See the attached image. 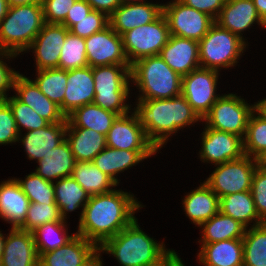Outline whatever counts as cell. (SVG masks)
<instances>
[{
  "label": "cell",
  "instance_id": "obj_3",
  "mask_svg": "<svg viewBox=\"0 0 266 266\" xmlns=\"http://www.w3.org/2000/svg\"><path fill=\"white\" fill-rule=\"evenodd\" d=\"M111 254L121 266H148L160 261L170 249L157 243L141 230L135 218L117 235L107 239L100 247Z\"/></svg>",
  "mask_w": 266,
  "mask_h": 266
},
{
  "label": "cell",
  "instance_id": "obj_16",
  "mask_svg": "<svg viewBox=\"0 0 266 266\" xmlns=\"http://www.w3.org/2000/svg\"><path fill=\"white\" fill-rule=\"evenodd\" d=\"M68 32L63 24L45 22L28 48L35 53L37 70L58 68L62 45Z\"/></svg>",
  "mask_w": 266,
  "mask_h": 266
},
{
  "label": "cell",
  "instance_id": "obj_60",
  "mask_svg": "<svg viewBox=\"0 0 266 266\" xmlns=\"http://www.w3.org/2000/svg\"><path fill=\"white\" fill-rule=\"evenodd\" d=\"M140 2H145V0H120L121 4L140 3Z\"/></svg>",
  "mask_w": 266,
  "mask_h": 266
},
{
  "label": "cell",
  "instance_id": "obj_39",
  "mask_svg": "<svg viewBox=\"0 0 266 266\" xmlns=\"http://www.w3.org/2000/svg\"><path fill=\"white\" fill-rule=\"evenodd\" d=\"M243 141L245 155L260 162L266 157V120L256 111L249 118Z\"/></svg>",
  "mask_w": 266,
  "mask_h": 266
},
{
  "label": "cell",
  "instance_id": "obj_12",
  "mask_svg": "<svg viewBox=\"0 0 266 266\" xmlns=\"http://www.w3.org/2000/svg\"><path fill=\"white\" fill-rule=\"evenodd\" d=\"M219 71L198 68L182 77L181 94L201 119L220 95L216 94Z\"/></svg>",
  "mask_w": 266,
  "mask_h": 266
},
{
  "label": "cell",
  "instance_id": "obj_7",
  "mask_svg": "<svg viewBox=\"0 0 266 266\" xmlns=\"http://www.w3.org/2000/svg\"><path fill=\"white\" fill-rule=\"evenodd\" d=\"M248 44L237 35L214 23L198 42L200 67L219 71L238 63Z\"/></svg>",
  "mask_w": 266,
  "mask_h": 266
},
{
  "label": "cell",
  "instance_id": "obj_10",
  "mask_svg": "<svg viewBox=\"0 0 266 266\" xmlns=\"http://www.w3.org/2000/svg\"><path fill=\"white\" fill-rule=\"evenodd\" d=\"M257 159L244 155L237 160L216 165L215 171L204 181L219 199L232 193L250 191Z\"/></svg>",
  "mask_w": 266,
  "mask_h": 266
},
{
  "label": "cell",
  "instance_id": "obj_29",
  "mask_svg": "<svg viewBox=\"0 0 266 266\" xmlns=\"http://www.w3.org/2000/svg\"><path fill=\"white\" fill-rule=\"evenodd\" d=\"M65 139L77 162H92L107 146L106 136L93 129L67 127Z\"/></svg>",
  "mask_w": 266,
  "mask_h": 266
},
{
  "label": "cell",
  "instance_id": "obj_5",
  "mask_svg": "<svg viewBox=\"0 0 266 266\" xmlns=\"http://www.w3.org/2000/svg\"><path fill=\"white\" fill-rule=\"evenodd\" d=\"M130 79L141 93L138 99H170L181 94L182 77L159 55L131 64Z\"/></svg>",
  "mask_w": 266,
  "mask_h": 266
},
{
  "label": "cell",
  "instance_id": "obj_56",
  "mask_svg": "<svg viewBox=\"0 0 266 266\" xmlns=\"http://www.w3.org/2000/svg\"><path fill=\"white\" fill-rule=\"evenodd\" d=\"M255 111L266 120V99L255 102Z\"/></svg>",
  "mask_w": 266,
  "mask_h": 266
},
{
  "label": "cell",
  "instance_id": "obj_31",
  "mask_svg": "<svg viewBox=\"0 0 266 266\" xmlns=\"http://www.w3.org/2000/svg\"><path fill=\"white\" fill-rule=\"evenodd\" d=\"M118 116L114 112L90 103L75 109L66 117L67 127L93 129L106 136Z\"/></svg>",
  "mask_w": 266,
  "mask_h": 266
},
{
  "label": "cell",
  "instance_id": "obj_6",
  "mask_svg": "<svg viewBox=\"0 0 266 266\" xmlns=\"http://www.w3.org/2000/svg\"><path fill=\"white\" fill-rule=\"evenodd\" d=\"M130 67L131 65L94 67L95 96L92 103L119 116L131 113L130 105L125 102L130 94Z\"/></svg>",
  "mask_w": 266,
  "mask_h": 266
},
{
  "label": "cell",
  "instance_id": "obj_37",
  "mask_svg": "<svg viewBox=\"0 0 266 266\" xmlns=\"http://www.w3.org/2000/svg\"><path fill=\"white\" fill-rule=\"evenodd\" d=\"M242 240L243 266H266V222L246 228Z\"/></svg>",
  "mask_w": 266,
  "mask_h": 266
},
{
  "label": "cell",
  "instance_id": "obj_22",
  "mask_svg": "<svg viewBox=\"0 0 266 266\" xmlns=\"http://www.w3.org/2000/svg\"><path fill=\"white\" fill-rule=\"evenodd\" d=\"M159 56L181 77L200 68L198 42L170 35Z\"/></svg>",
  "mask_w": 266,
  "mask_h": 266
},
{
  "label": "cell",
  "instance_id": "obj_23",
  "mask_svg": "<svg viewBox=\"0 0 266 266\" xmlns=\"http://www.w3.org/2000/svg\"><path fill=\"white\" fill-rule=\"evenodd\" d=\"M66 129L67 122L49 123L43 128L27 131L25 136L21 133L17 141L23 143L28 159L38 162L65 140Z\"/></svg>",
  "mask_w": 266,
  "mask_h": 266
},
{
  "label": "cell",
  "instance_id": "obj_36",
  "mask_svg": "<svg viewBox=\"0 0 266 266\" xmlns=\"http://www.w3.org/2000/svg\"><path fill=\"white\" fill-rule=\"evenodd\" d=\"M66 224V221H53L37 227L32 231L39 256L42 253L60 248L75 236V234L67 235Z\"/></svg>",
  "mask_w": 266,
  "mask_h": 266
},
{
  "label": "cell",
  "instance_id": "obj_9",
  "mask_svg": "<svg viewBox=\"0 0 266 266\" xmlns=\"http://www.w3.org/2000/svg\"><path fill=\"white\" fill-rule=\"evenodd\" d=\"M170 38L165 16L138 26L122 35L123 47L129 64L139 59L159 55Z\"/></svg>",
  "mask_w": 266,
  "mask_h": 266
},
{
  "label": "cell",
  "instance_id": "obj_35",
  "mask_svg": "<svg viewBox=\"0 0 266 266\" xmlns=\"http://www.w3.org/2000/svg\"><path fill=\"white\" fill-rule=\"evenodd\" d=\"M71 176L90 196L110 192L117 186L92 162H76Z\"/></svg>",
  "mask_w": 266,
  "mask_h": 266
},
{
  "label": "cell",
  "instance_id": "obj_11",
  "mask_svg": "<svg viewBox=\"0 0 266 266\" xmlns=\"http://www.w3.org/2000/svg\"><path fill=\"white\" fill-rule=\"evenodd\" d=\"M172 1L163 4V15L167 20L170 35L199 42L215 23V19L179 0Z\"/></svg>",
  "mask_w": 266,
  "mask_h": 266
},
{
  "label": "cell",
  "instance_id": "obj_32",
  "mask_svg": "<svg viewBox=\"0 0 266 266\" xmlns=\"http://www.w3.org/2000/svg\"><path fill=\"white\" fill-rule=\"evenodd\" d=\"M219 211L239 221L246 228L262 224L256 211L251 191L232 193L220 198Z\"/></svg>",
  "mask_w": 266,
  "mask_h": 266
},
{
  "label": "cell",
  "instance_id": "obj_28",
  "mask_svg": "<svg viewBox=\"0 0 266 266\" xmlns=\"http://www.w3.org/2000/svg\"><path fill=\"white\" fill-rule=\"evenodd\" d=\"M76 162L65 139L37 162L39 166L36 167L35 172L44 180L56 182L61 178L70 177Z\"/></svg>",
  "mask_w": 266,
  "mask_h": 266
},
{
  "label": "cell",
  "instance_id": "obj_54",
  "mask_svg": "<svg viewBox=\"0 0 266 266\" xmlns=\"http://www.w3.org/2000/svg\"><path fill=\"white\" fill-rule=\"evenodd\" d=\"M253 3L259 16L266 23V0H253Z\"/></svg>",
  "mask_w": 266,
  "mask_h": 266
},
{
  "label": "cell",
  "instance_id": "obj_27",
  "mask_svg": "<svg viewBox=\"0 0 266 266\" xmlns=\"http://www.w3.org/2000/svg\"><path fill=\"white\" fill-rule=\"evenodd\" d=\"M199 263L205 266H243V240L229 239L201 244Z\"/></svg>",
  "mask_w": 266,
  "mask_h": 266
},
{
  "label": "cell",
  "instance_id": "obj_24",
  "mask_svg": "<svg viewBox=\"0 0 266 266\" xmlns=\"http://www.w3.org/2000/svg\"><path fill=\"white\" fill-rule=\"evenodd\" d=\"M158 151H129L114 149L106 146L92 161L96 167L108 175L117 185L119 174L130 167L132 168L142 160L150 158Z\"/></svg>",
  "mask_w": 266,
  "mask_h": 266
},
{
  "label": "cell",
  "instance_id": "obj_45",
  "mask_svg": "<svg viewBox=\"0 0 266 266\" xmlns=\"http://www.w3.org/2000/svg\"><path fill=\"white\" fill-rule=\"evenodd\" d=\"M250 191L259 219L266 222V167L261 162L254 172Z\"/></svg>",
  "mask_w": 266,
  "mask_h": 266
},
{
  "label": "cell",
  "instance_id": "obj_13",
  "mask_svg": "<svg viewBox=\"0 0 266 266\" xmlns=\"http://www.w3.org/2000/svg\"><path fill=\"white\" fill-rule=\"evenodd\" d=\"M88 66L130 65L126 57L122 36L110 25L85 38Z\"/></svg>",
  "mask_w": 266,
  "mask_h": 266
},
{
  "label": "cell",
  "instance_id": "obj_14",
  "mask_svg": "<svg viewBox=\"0 0 266 266\" xmlns=\"http://www.w3.org/2000/svg\"><path fill=\"white\" fill-rule=\"evenodd\" d=\"M202 132L201 150L202 162L219 165L242 158L244 153L243 138L228 132L214 130L207 126Z\"/></svg>",
  "mask_w": 266,
  "mask_h": 266
},
{
  "label": "cell",
  "instance_id": "obj_58",
  "mask_svg": "<svg viewBox=\"0 0 266 266\" xmlns=\"http://www.w3.org/2000/svg\"><path fill=\"white\" fill-rule=\"evenodd\" d=\"M4 243H5V236L0 231V261H1L2 255H3Z\"/></svg>",
  "mask_w": 266,
  "mask_h": 266
},
{
  "label": "cell",
  "instance_id": "obj_52",
  "mask_svg": "<svg viewBox=\"0 0 266 266\" xmlns=\"http://www.w3.org/2000/svg\"><path fill=\"white\" fill-rule=\"evenodd\" d=\"M102 250L98 247L88 258H86L78 266H103V261L100 259Z\"/></svg>",
  "mask_w": 266,
  "mask_h": 266
},
{
  "label": "cell",
  "instance_id": "obj_15",
  "mask_svg": "<svg viewBox=\"0 0 266 266\" xmlns=\"http://www.w3.org/2000/svg\"><path fill=\"white\" fill-rule=\"evenodd\" d=\"M120 115L106 135V145L129 151H158L148 140L136 113Z\"/></svg>",
  "mask_w": 266,
  "mask_h": 266
},
{
  "label": "cell",
  "instance_id": "obj_51",
  "mask_svg": "<svg viewBox=\"0 0 266 266\" xmlns=\"http://www.w3.org/2000/svg\"><path fill=\"white\" fill-rule=\"evenodd\" d=\"M92 10L105 13L108 17L121 5L120 0H86Z\"/></svg>",
  "mask_w": 266,
  "mask_h": 266
},
{
  "label": "cell",
  "instance_id": "obj_30",
  "mask_svg": "<svg viewBox=\"0 0 266 266\" xmlns=\"http://www.w3.org/2000/svg\"><path fill=\"white\" fill-rule=\"evenodd\" d=\"M185 196L182 201L185 214L197 226L219 212L220 199L205 182Z\"/></svg>",
  "mask_w": 266,
  "mask_h": 266
},
{
  "label": "cell",
  "instance_id": "obj_50",
  "mask_svg": "<svg viewBox=\"0 0 266 266\" xmlns=\"http://www.w3.org/2000/svg\"><path fill=\"white\" fill-rule=\"evenodd\" d=\"M91 10V5L86 0H76L61 24L69 30L78 20L87 16Z\"/></svg>",
  "mask_w": 266,
  "mask_h": 266
},
{
  "label": "cell",
  "instance_id": "obj_33",
  "mask_svg": "<svg viewBox=\"0 0 266 266\" xmlns=\"http://www.w3.org/2000/svg\"><path fill=\"white\" fill-rule=\"evenodd\" d=\"M199 227L202 229L201 244H210L229 239H243L246 227L231 216L218 212Z\"/></svg>",
  "mask_w": 266,
  "mask_h": 266
},
{
  "label": "cell",
  "instance_id": "obj_53",
  "mask_svg": "<svg viewBox=\"0 0 266 266\" xmlns=\"http://www.w3.org/2000/svg\"><path fill=\"white\" fill-rule=\"evenodd\" d=\"M174 250H170L167 253V266H185L181 258L176 254Z\"/></svg>",
  "mask_w": 266,
  "mask_h": 266
},
{
  "label": "cell",
  "instance_id": "obj_41",
  "mask_svg": "<svg viewBox=\"0 0 266 266\" xmlns=\"http://www.w3.org/2000/svg\"><path fill=\"white\" fill-rule=\"evenodd\" d=\"M15 179L30 202L55 203L54 182L44 180L36 172L26 175L25 180Z\"/></svg>",
  "mask_w": 266,
  "mask_h": 266
},
{
  "label": "cell",
  "instance_id": "obj_2",
  "mask_svg": "<svg viewBox=\"0 0 266 266\" xmlns=\"http://www.w3.org/2000/svg\"><path fill=\"white\" fill-rule=\"evenodd\" d=\"M137 103L134 112L157 150L167 143L171 134L202 121L182 94L170 99H137Z\"/></svg>",
  "mask_w": 266,
  "mask_h": 266
},
{
  "label": "cell",
  "instance_id": "obj_59",
  "mask_svg": "<svg viewBox=\"0 0 266 266\" xmlns=\"http://www.w3.org/2000/svg\"><path fill=\"white\" fill-rule=\"evenodd\" d=\"M148 266H167V254L160 261Z\"/></svg>",
  "mask_w": 266,
  "mask_h": 266
},
{
  "label": "cell",
  "instance_id": "obj_4",
  "mask_svg": "<svg viewBox=\"0 0 266 266\" xmlns=\"http://www.w3.org/2000/svg\"><path fill=\"white\" fill-rule=\"evenodd\" d=\"M44 24L42 4L9 7L0 22V51L15 55L27 52Z\"/></svg>",
  "mask_w": 266,
  "mask_h": 266
},
{
  "label": "cell",
  "instance_id": "obj_44",
  "mask_svg": "<svg viewBox=\"0 0 266 266\" xmlns=\"http://www.w3.org/2000/svg\"><path fill=\"white\" fill-rule=\"evenodd\" d=\"M109 25V17L100 11L91 10L87 16L78 20L69 31L79 37L87 38L102 31Z\"/></svg>",
  "mask_w": 266,
  "mask_h": 266
},
{
  "label": "cell",
  "instance_id": "obj_49",
  "mask_svg": "<svg viewBox=\"0 0 266 266\" xmlns=\"http://www.w3.org/2000/svg\"><path fill=\"white\" fill-rule=\"evenodd\" d=\"M186 6L192 7L216 19L226 0H179Z\"/></svg>",
  "mask_w": 266,
  "mask_h": 266
},
{
  "label": "cell",
  "instance_id": "obj_40",
  "mask_svg": "<svg viewBox=\"0 0 266 266\" xmlns=\"http://www.w3.org/2000/svg\"><path fill=\"white\" fill-rule=\"evenodd\" d=\"M88 66L85 38L76 36L70 31L62 45L58 68L65 71Z\"/></svg>",
  "mask_w": 266,
  "mask_h": 266
},
{
  "label": "cell",
  "instance_id": "obj_19",
  "mask_svg": "<svg viewBox=\"0 0 266 266\" xmlns=\"http://www.w3.org/2000/svg\"><path fill=\"white\" fill-rule=\"evenodd\" d=\"M13 89L16 91L14 96L19 101L31 107L49 123L67 122L60 107L47 98L31 79L19 73L15 77Z\"/></svg>",
  "mask_w": 266,
  "mask_h": 266
},
{
  "label": "cell",
  "instance_id": "obj_8",
  "mask_svg": "<svg viewBox=\"0 0 266 266\" xmlns=\"http://www.w3.org/2000/svg\"><path fill=\"white\" fill-rule=\"evenodd\" d=\"M254 111L255 105H249L240 96L224 94L211 106L202 122L205 121V126L209 128L233 133L244 139L249 118Z\"/></svg>",
  "mask_w": 266,
  "mask_h": 266
},
{
  "label": "cell",
  "instance_id": "obj_1",
  "mask_svg": "<svg viewBox=\"0 0 266 266\" xmlns=\"http://www.w3.org/2000/svg\"><path fill=\"white\" fill-rule=\"evenodd\" d=\"M130 192L111 190L92 195L82 208L76 234L100 247L135 219V212L144 207Z\"/></svg>",
  "mask_w": 266,
  "mask_h": 266
},
{
  "label": "cell",
  "instance_id": "obj_55",
  "mask_svg": "<svg viewBox=\"0 0 266 266\" xmlns=\"http://www.w3.org/2000/svg\"><path fill=\"white\" fill-rule=\"evenodd\" d=\"M9 7L25 4H42V0H6Z\"/></svg>",
  "mask_w": 266,
  "mask_h": 266
},
{
  "label": "cell",
  "instance_id": "obj_18",
  "mask_svg": "<svg viewBox=\"0 0 266 266\" xmlns=\"http://www.w3.org/2000/svg\"><path fill=\"white\" fill-rule=\"evenodd\" d=\"M95 87L90 66L67 71V85L60 110L67 117L75 109L93 102Z\"/></svg>",
  "mask_w": 266,
  "mask_h": 266
},
{
  "label": "cell",
  "instance_id": "obj_38",
  "mask_svg": "<svg viewBox=\"0 0 266 266\" xmlns=\"http://www.w3.org/2000/svg\"><path fill=\"white\" fill-rule=\"evenodd\" d=\"M37 77L32 80L40 91L60 106L63 103L67 85V71L60 68L36 70Z\"/></svg>",
  "mask_w": 266,
  "mask_h": 266
},
{
  "label": "cell",
  "instance_id": "obj_34",
  "mask_svg": "<svg viewBox=\"0 0 266 266\" xmlns=\"http://www.w3.org/2000/svg\"><path fill=\"white\" fill-rule=\"evenodd\" d=\"M55 203L57 204L63 221L67 219V212H72L79 207H85L90 199L87 193L76 180L70 177H64L54 183Z\"/></svg>",
  "mask_w": 266,
  "mask_h": 266
},
{
  "label": "cell",
  "instance_id": "obj_26",
  "mask_svg": "<svg viewBox=\"0 0 266 266\" xmlns=\"http://www.w3.org/2000/svg\"><path fill=\"white\" fill-rule=\"evenodd\" d=\"M30 201L16 179L0 184V218L12 227H19L26 218Z\"/></svg>",
  "mask_w": 266,
  "mask_h": 266
},
{
  "label": "cell",
  "instance_id": "obj_21",
  "mask_svg": "<svg viewBox=\"0 0 266 266\" xmlns=\"http://www.w3.org/2000/svg\"><path fill=\"white\" fill-rule=\"evenodd\" d=\"M266 28V23L259 16L253 0H226L215 19V23L242 38L241 32L250 29L254 23Z\"/></svg>",
  "mask_w": 266,
  "mask_h": 266
},
{
  "label": "cell",
  "instance_id": "obj_48",
  "mask_svg": "<svg viewBox=\"0 0 266 266\" xmlns=\"http://www.w3.org/2000/svg\"><path fill=\"white\" fill-rule=\"evenodd\" d=\"M15 57H17V55L10 52L0 51V100H5L7 98L8 95L6 93L10 88L13 89L15 77L19 74V72L8 67L3 59H13Z\"/></svg>",
  "mask_w": 266,
  "mask_h": 266
},
{
  "label": "cell",
  "instance_id": "obj_42",
  "mask_svg": "<svg viewBox=\"0 0 266 266\" xmlns=\"http://www.w3.org/2000/svg\"><path fill=\"white\" fill-rule=\"evenodd\" d=\"M53 221H63L56 203L30 202L25 221L18 228L32 232L37 227Z\"/></svg>",
  "mask_w": 266,
  "mask_h": 266
},
{
  "label": "cell",
  "instance_id": "obj_17",
  "mask_svg": "<svg viewBox=\"0 0 266 266\" xmlns=\"http://www.w3.org/2000/svg\"><path fill=\"white\" fill-rule=\"evenodd\" d=\"M163 14V4L150 2L121 4L110 16L109 25L119 35L157 20Z\"/></svg>",
  "mask_w": 266,
  "mask_h": 266
},
{
  "label": "cell",
  "instance_id": "obj_25",
  "mask_svg": "<svg viewBox=\"0 0 266 266\" xmlns=\"http://www.w3.org/2000/svg\"><path fill=\"white\" fill-rule=\"evenodd\" d=\"M98 247L75 233L65 245L39 256V266H78Z\"/></svg>",
  "mask_w": 266,
  "mask_h": 266
},
{
  "label": "cell",
  "instance_id": "obj_43",
  "mask_svg": "<svg viewBox=\"0 0 266 266\" xmlns=\"http://www.w3.org/2000/svg\"><path fill=\"white\" fill-rule=\"evenodd\" d=\"M5 101L12 110L20 134L23 128H25L26 131H32L43 128L49 124V122L37 114L35 110L19 101L15 96L7 97Z\"/></svg>",
  "mask_w": 266,
  "mask_h": 266
},
{
  "label": "cell",
  "instance_id": "obj_57",
  "mask_svg": "<svg viewBox=\"0 0 266 266\" xmlns=\"http://www.w3.org/2000/svg\"><path fill=\"white\" fill-rule=\"evenodd\" d=\"M9 5L6 0H0V22L6 16Z\"/></svg>",
  "mask_w": 266,
  "mask_h": 266
},
{
  "label": "cell",
  "instance_id": "obj_47",
  "mask_svg": "<svg viewBox=\"0 0 266 266\" xmlns=\"http://www.w3.org/2000/svg\"><path fill=\"white\" fill-rule=\"evenodd\" d=\"M76 0H42L44 21L61 24Z\"/></svg>",
  "mask_w": 266,
  "mask_h": 266
},
{
  "label": "cell",
  "instance_id": "obj_61",
  "mask_svg": "<svg viewBox=\"0 0 266 266\" xmlns=\"http://www.w3.org/2000/svg\"><path fill=\"white\" fill-rule=\"evenodd\" d=\"M261 163L266 167V157L261 161Z\"/></svg>",
  "mask_w": 266,
  "mask_h": 266
},
{
  "label": "cell",
  "instance_id": "obj_46",
  "mask_svg": "<svg viewBox=\"0 0 266 266\" xmlns=\"http://www.w3.org/2000/svg\"><path fill=\"white\" fill-rule=\"evenodd\" d=\"M19 135L9 104L5 100H0V145L18 142Z\"/></svg>",
  "mask_w": 266,
  "mask_h": 266
},
{
  "label": "cell",
  "instance_id": "obj_20",
  "mask_svg": "<svg viewBox=\"0 0 266 266\" xmlns=\"http://www.w3.org/2000/svg\"><path fill=\"white\" fill-rule=\"evenodd\" d=\"M0 266H39L32 232L12 227L5 243Z\"/></svg>",
  "mask_w": 266,
  "mask_h": 266
}]
</instances>
